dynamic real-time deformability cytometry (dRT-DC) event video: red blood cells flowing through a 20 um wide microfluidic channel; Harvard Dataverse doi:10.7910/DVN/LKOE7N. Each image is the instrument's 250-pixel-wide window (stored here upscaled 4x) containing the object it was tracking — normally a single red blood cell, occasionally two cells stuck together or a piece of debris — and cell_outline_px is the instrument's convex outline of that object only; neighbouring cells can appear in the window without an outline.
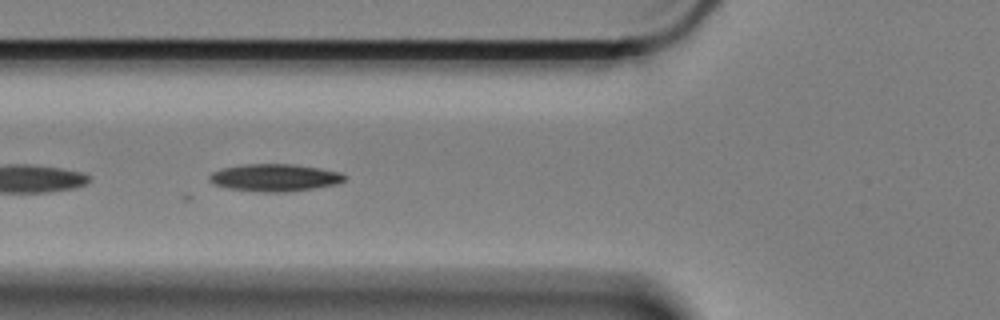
{"species": "Egyptian fruit bat (a non-hibernating species)", "species_latin": "Rousettus aegyptiacus", "temperature_condition": "cold", "stored_images_in_passage": 17, "camera_frame_rate_fps": 3000, "um_per_image_px": 0.085, "animal": {"sex": "female"}, "frame": {"image": 1, "passage_image": 8, "time_ms": 2.333, "image_size_px": [1000, 320], "cell_outline_px": [[348, 176], [344, 180], [336, 184], [288, 192], [260, 192], [228, 188], [212, 184], [208, 180], [208, 176], [212, 172], [220, 168], [240, 164], [292, 164], [320, 168], [340, 172]], "centroid_in_image_um": [23.3, 15.09], "position_along_channel_um": 102.5, "area_um2": 21.73}}